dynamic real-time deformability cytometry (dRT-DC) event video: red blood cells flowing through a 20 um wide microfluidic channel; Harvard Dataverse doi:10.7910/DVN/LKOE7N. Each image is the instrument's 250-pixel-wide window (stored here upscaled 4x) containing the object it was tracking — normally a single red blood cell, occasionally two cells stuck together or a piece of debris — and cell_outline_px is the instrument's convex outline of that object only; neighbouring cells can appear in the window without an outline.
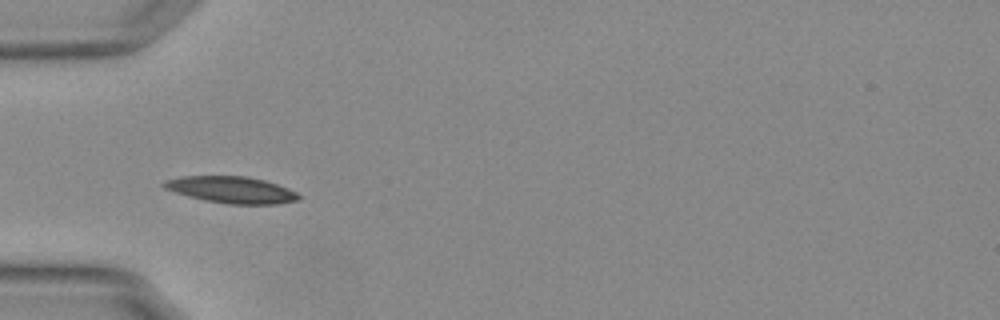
{"species": "Egyptian fruit bat (a non-hibernating species)", "species_latin": "Rousettus aegyptiacus", "temperature_condition": "warm", "stored_images_in_passage": 27, "camera_frame_rate_fps": 3000, "um_per_image_px": 0.085, "animal": {"sex": "female"}, "frame": {"image": 1, "passage_image": 5, "time_ms": 1.333, "image_size_px": [1000, 320], "cell_outline_px": [[300, 200], [276, 204], [228, 204], [204, 200], [188, 196], [164, 188], [160, 184], [164, 180], [184, 176], [248, 176], [264, 180], [276, 184], [296, 192], [300, 196]], "centroid_in_image_um": [19.66, 16.13], "position_along_channel_um": 65.3, "area_um2": 20.87}}
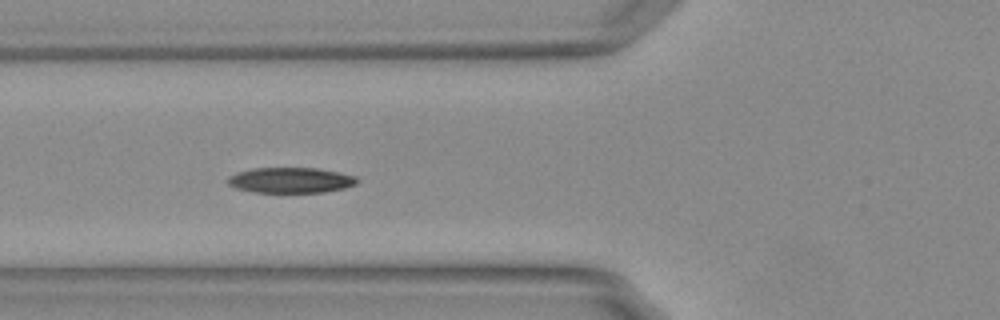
{"frame": {"image": 2, "passage_image": 8, "time_ms": 2.333, "image_size_px": [1000, 320], "cell_outline_px": [[360, 180], [356, 184], [344, 188], [324, 192], [252, 192], [236, 188], [228, 184], [228, 176], [236, 172], [256, 168], [316, 168], [340, 172], [356, 176]], "centroid_in_image_um": [24.73, 15.31], "position_along_channel_um": 101.1, "area_um2": 19.25}}
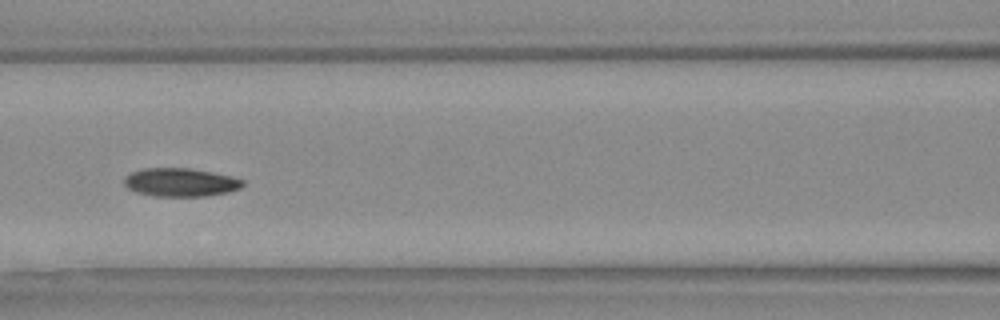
{"frame": {"image": 3, "passage_image": 12, "time_ms": 3.667, "image_size_px": [1000, 320], "cell_outline_px": [[244, 184], [240, 188], [228, 192], [208, 196], [152, 196], [136, 192], [128, 188], [124, 184], [124, 176], [132, 172], [144, 168], [188, 168], [212, 172], [244, 180]], "centroid_in_image_um": [15.32, 15.5], "position_along_channel_um": 151.3, "area_um2": 19.59}}